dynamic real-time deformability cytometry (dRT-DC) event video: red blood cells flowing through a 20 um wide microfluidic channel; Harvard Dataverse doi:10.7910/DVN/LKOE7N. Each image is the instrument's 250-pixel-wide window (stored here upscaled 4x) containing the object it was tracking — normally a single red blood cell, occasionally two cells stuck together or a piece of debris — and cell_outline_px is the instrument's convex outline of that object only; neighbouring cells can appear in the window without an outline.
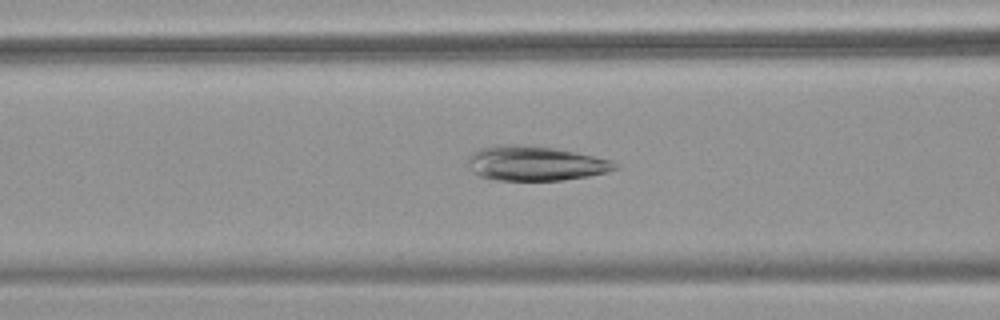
{"species": "common noctule bat (a hibernating species)", "species_latin": "Nyctalus noctula", "temperature_condition": "warm", "stored_images_in_passage": 43, "camera_frame_rate_fps": 3000, "um_per_image_px": 0.085, "animal": {"sex": "female", "body_mass_g": 18.4}, "frame": {"image": 1, "passage_image": 11, "time_ms": 3.333, "image_size_px": [1000, 320], "cell_outline_px": [[620, 168], [608, 172], [588, 176], [564, 180], [496, 180], [480, 176], [472, 172], [468, 168], [468, 156], [472, 152], [480, 148], [496, 144], [516, 144], [552, 148], [576, 152], [612, 160], [620, 164]], "centroid_in_image_um": [45.5, 13.88], "position_along_channel_um": 121.1, "area_um2": 30.0}}
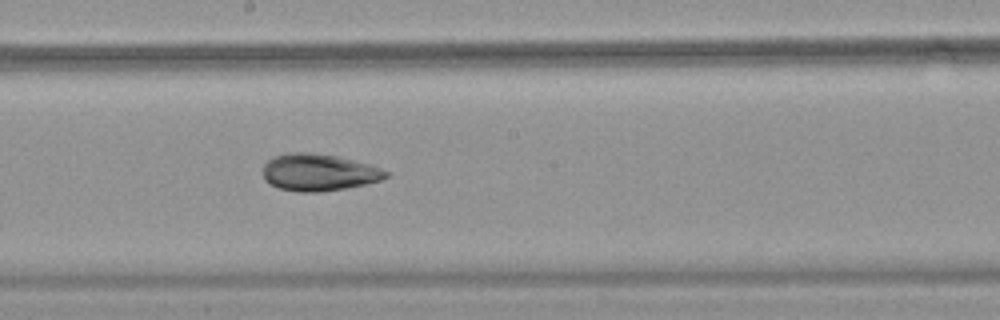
{"frame": {"image": 2, "passage_image": 19, "time_ms": 6.0, "image_size_px": [1000, 320], "cell_outline_px": [[388, 176], [380, 180], [364, 184], [344, 188], [320, 192], [296, 192], [280, 188], [268, 184], [264, 180], [264, 164], [272, 156], [288, 152], [308, 152], [340, 156], [372, 164], [388, 172]], "centroid_in_image_um": [27.07, 14.64], "position_along_channel_um": 221.1, "area_um2": 26.76}}
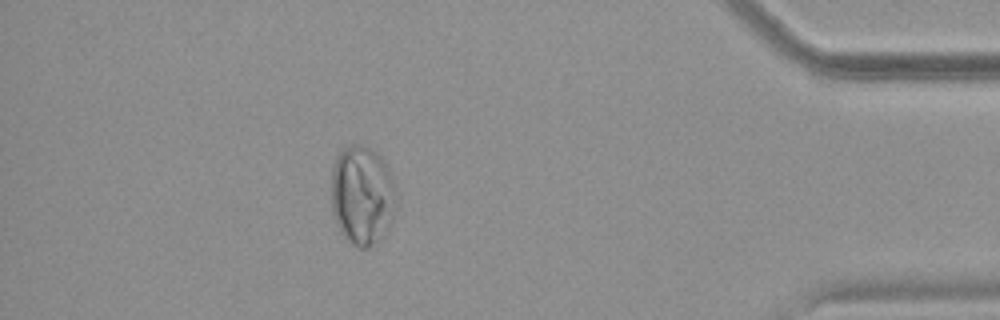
{"frame": {"image": 3, "passage_image": 37, "time_ms": 12.0, "image_size_px": [1000, 320], "cell_outline_px": [[396, 208], [392, 220], [384, 236], [368, 248], [356, 248], [340, 232], [336, 224], [332, 212], [332, 168], [336, 156], [348, 144], [360, 144], [372, 148], [384, 160], [388, 168], [396, 204]], "centroid_in_image_um": [30.77, 16.61], "position_along_channel_um": 404.4, "area_um2": 37.8}}